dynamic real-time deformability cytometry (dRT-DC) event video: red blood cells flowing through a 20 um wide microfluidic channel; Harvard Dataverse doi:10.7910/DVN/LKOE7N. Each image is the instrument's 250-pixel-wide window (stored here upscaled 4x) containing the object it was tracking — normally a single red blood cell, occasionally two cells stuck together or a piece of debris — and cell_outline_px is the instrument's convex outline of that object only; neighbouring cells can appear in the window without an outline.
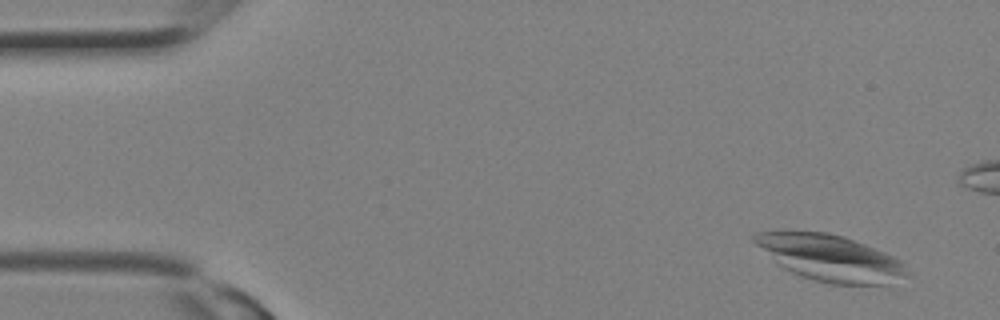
{"species": "Egyptian fruit bat (a non-hibernating species)", "species_latin": "Rousettus aegyptiacus", "temperature_condition": "room temperature", "stored_images_in_passage": 4, "camera_frame_rate_fps": 3000, "um_per_image_px": 0.085, "animal": {"sex": "female"}, "frame": {"image": 1, "passage_image": 1, "time_ms": 0.0, "image_size_px": [1000, 320], "cell_outline_px": [[904, 276], [884, 284], [828, 284], [812, 280], [800, 276], [784, 268], [756, 244], [752, 240], [752, 236], [756, 232], [828, 232], [844, 236], [884, 252], [900, 260], [904, 264]], "centroid_in_image_um": [70.54, 21.92], "position_along_channel_um": 14.5, "area_um2": 40.11}}